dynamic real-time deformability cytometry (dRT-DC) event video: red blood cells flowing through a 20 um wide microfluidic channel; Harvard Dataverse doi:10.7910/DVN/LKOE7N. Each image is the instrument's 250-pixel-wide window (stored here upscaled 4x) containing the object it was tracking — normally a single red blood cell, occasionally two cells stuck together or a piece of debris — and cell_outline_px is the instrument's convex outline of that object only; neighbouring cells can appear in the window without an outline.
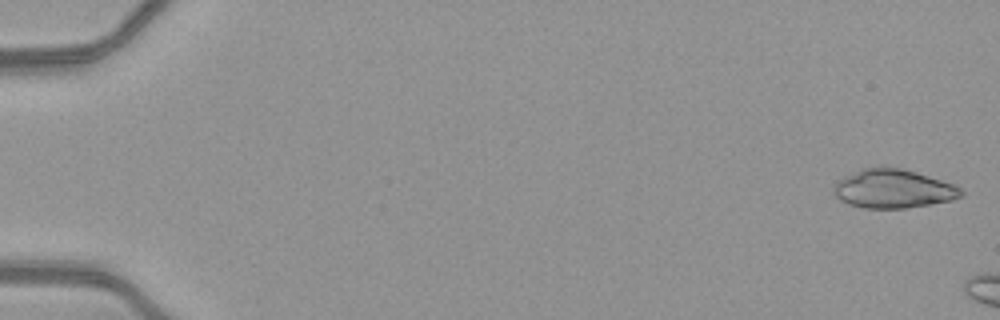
{"species": "common noctule bat (a hibernating species)", "species_latin": "Nyctalus noctula", "temperature_condition": "warm", "stored_images_in_passage": 6, "camera_frame_rate_fps": 3000, "um_per_image_px": 0.085, "animal": {"sex": "female", "body_mass_g": 21.9}, "frame": {"image": 1, "passage_image": 1, "time_ms": 0.0, "image_size_px": [1000, 320], "cell_outline_px": [[964, 196], [952, 200], [908, 208], [864, 208], [848, 204], [840, 200], [832, 192], [832, 184], [836, 180], [844, 176], [864, 168], [900, 168], [916, 172], [952, 184], [960, 188], [964, 192]], "centroid_in_image_um": [75.89, 16.06], "position_along_channel_um": 9.1, "area_um2": 28.67}}